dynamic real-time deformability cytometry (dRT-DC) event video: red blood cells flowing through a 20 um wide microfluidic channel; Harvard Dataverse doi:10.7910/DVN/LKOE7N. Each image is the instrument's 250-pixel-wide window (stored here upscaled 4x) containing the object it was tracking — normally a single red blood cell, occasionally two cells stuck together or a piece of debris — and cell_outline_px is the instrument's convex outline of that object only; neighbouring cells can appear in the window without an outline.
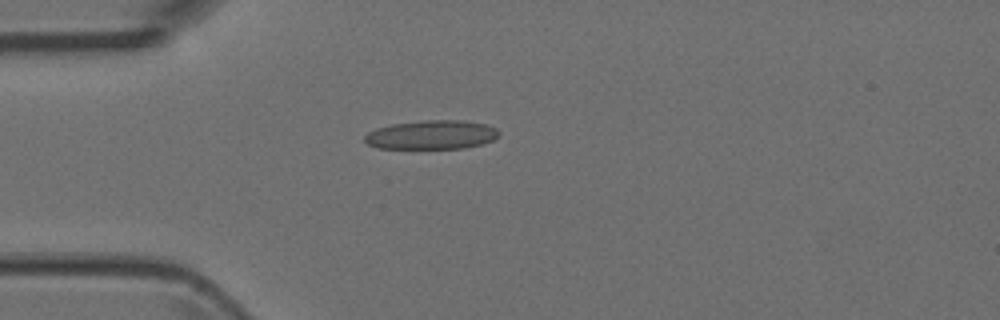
{"species": "Egyptian fruit bat (a non-hibernating species)", "species_latin": "Rousettus aegyptiacus", "temperature_condition": "room temperature", "stored_images_in_passage": 2, "camera_frame_rate_fps": 3000, "um_per_image_px": 0.085, "animal": {"sex": "female"}, "frame": {"image": 1, "passage_image": 2, "time_ms": 0.333, "image_size_px": [1000, 320], "cell_outline_px": [[500, 132], [492, 140], [480, 144], [464, 148], [380, 148], [368, 144], [364, 140], [364, 136], [368, 132], [376, 128], [392, 124], [420, 120], [464, 120], [488, 124], [496, 128]], "centroid_in_image_um": [36.68, 11.44], "position_along_channel_um": 48.3, "area_um2": 22.66}}